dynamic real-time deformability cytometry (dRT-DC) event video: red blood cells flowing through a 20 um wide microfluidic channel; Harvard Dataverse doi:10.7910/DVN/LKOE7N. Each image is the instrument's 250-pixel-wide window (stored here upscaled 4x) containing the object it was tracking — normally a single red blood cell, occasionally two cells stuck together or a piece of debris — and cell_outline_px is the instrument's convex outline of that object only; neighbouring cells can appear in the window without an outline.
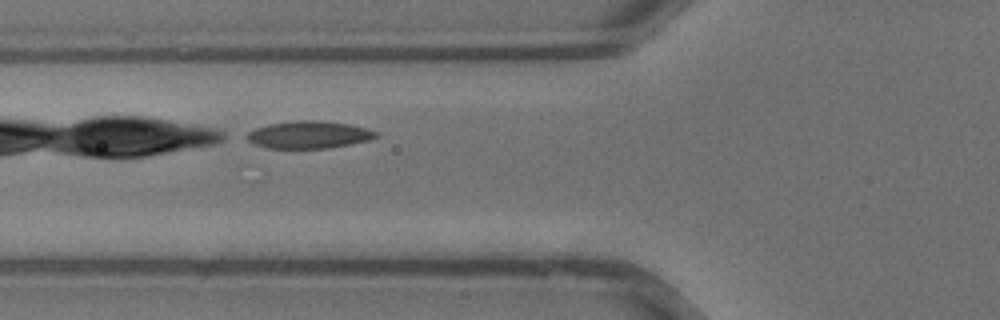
{"species": "common noctule bat (a hibernating species)", "species_latin": "Nyctalus noctula", "temperature_condition": "warm", "stored_images_in_passage": 10, "camera_frame_rate_fps": 3000, "um_per_image_px": 0.085, "animal": {"sex": "male", "body_mass_g": 13.3}, "frame": {"image": 1, "passage_image": 6, "time_ms": 1.667, "image_size_px": [1000, 320], "cell_outline_px": [[380, 136], [368, 140], [328, 148], [268, 148], [256, 144], [240, 136], [256, 128], [268, 124], [296, 120], [316, 120], [348, 124], [364, 128], [376, 132]], "centroid_in_image_um": [26.19, 11.45], "position_along_channel_um": 99.6, "area_um2": 20.46}}
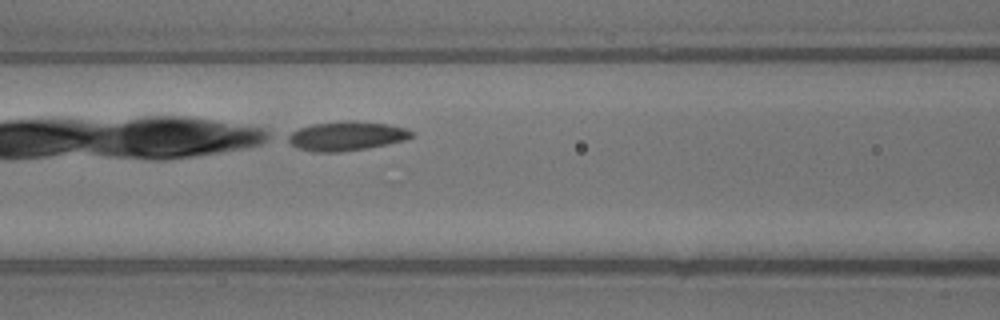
{"frame": {"image": 2, "passage_image": 8, "time_ms": 2.333, "image_size_px": [1000, 320], "cell_outline_px": [[412, 136], [404, 140], [388, 144], [368, 148], [340, 152], [312, 152], [300, 148], [284, 140], [284, 136], [300, 128], [312, 124], [348, 120], [356, 120], [388, 124], [404, 128], [412, 132]], "centroid_in_image_um": [29.4, 11.56], "position_along_channel_um": 137.2, "area_um2": 21.1}}